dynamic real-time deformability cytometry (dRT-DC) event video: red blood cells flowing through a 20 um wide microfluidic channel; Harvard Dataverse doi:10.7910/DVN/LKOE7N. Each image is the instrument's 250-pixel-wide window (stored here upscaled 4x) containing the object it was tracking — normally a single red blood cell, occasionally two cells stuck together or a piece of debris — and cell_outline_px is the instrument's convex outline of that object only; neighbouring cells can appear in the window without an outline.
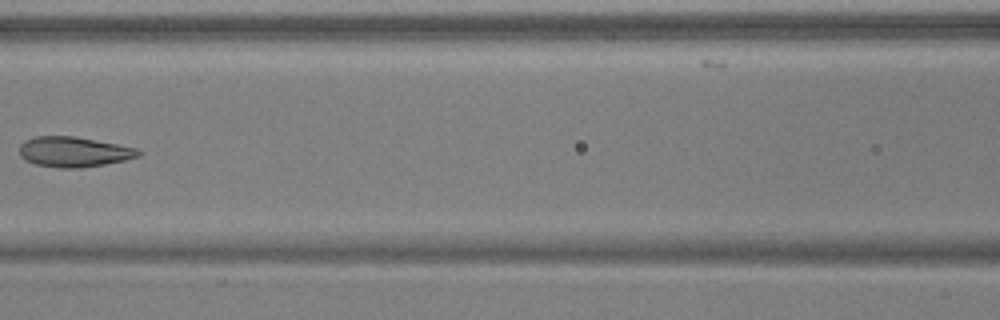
{"species": "common noctule bat (a hibernating species)", "species_latin": "Nyctalus noctula", "temperature_condition": "warm", "stored_images_in_passage": 8, "camera_frame_rate_fps": 3000, "um_per_image_px": 0.085, "animal": {"sex": "male", "body_mass_g": 17.9, "forearm_length_mm": 54.2}, "frame": {"image": 1, "passage_image": 7, "time_ms": 2.0, "image_size_px": [1000, 320], "cell_outline_px": [[140, 156], [124, 160], [104, 164], [80, 168], [60, 168], [36, 164], [24, 160], [20, 156], [20, 144], [24, 140], [36, 136], [72, 136], [116, 144], [136, 148], [140, 152]], "centroid_in_image_um": [6.23, 12.91], "position_along_channel_um": 160.4, "area_um2": 20.75}}
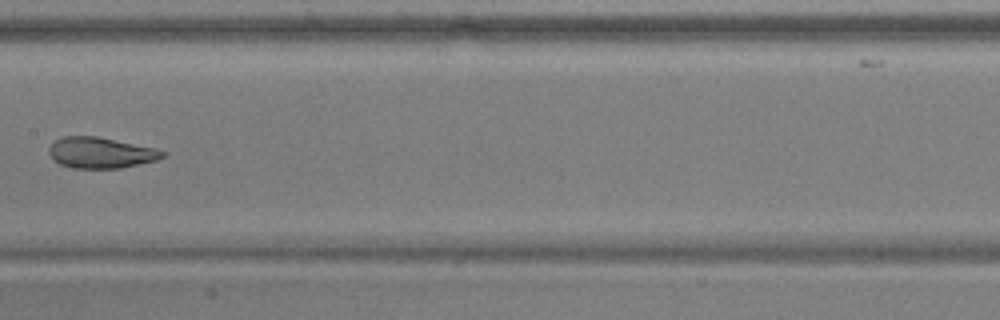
{"frame": {"image": 2, "passage_image": 8, "time_ms": 2.333, "image_size_px": [1000, 320], "cell_outline_px": [[168, 152], [164, 156], [156, 160], [120, 168], [72, 168], [60, 164], [48, 152], [48, 148], [56, 140], [64, 136], [96, 136], [156, 148]], "centroid_in_image_um": [8.58, 12.98], "position_along_channel_um": 198.8, "area_um2": 20.29}}